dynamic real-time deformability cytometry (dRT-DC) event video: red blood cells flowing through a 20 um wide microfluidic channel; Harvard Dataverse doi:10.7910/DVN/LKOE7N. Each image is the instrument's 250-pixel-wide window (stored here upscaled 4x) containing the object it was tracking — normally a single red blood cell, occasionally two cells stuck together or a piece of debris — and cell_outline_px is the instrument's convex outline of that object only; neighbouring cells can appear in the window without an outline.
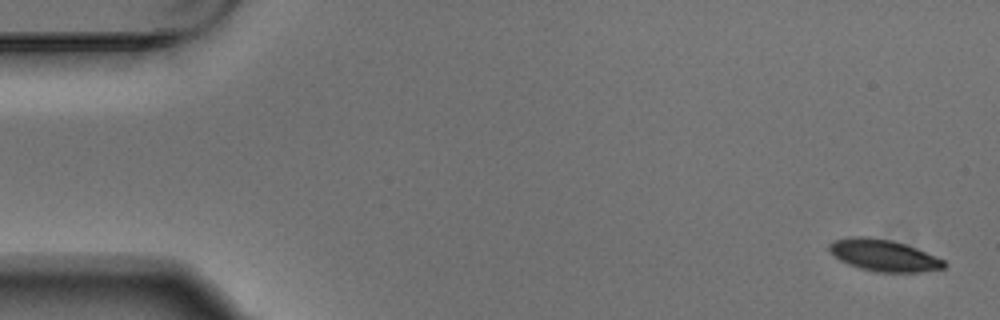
{"species": "Egyptian fruit bat (a non-hibernating species)", "species_latin": "Rousettus aegyptiacus", "temperature_condition": "warm", "stored_images_in_passage": 6, "camera_frame_rate_fps": 3000, "um_per_image_px": 0.085, "animal": {"sex": "male"}, "frame": {"image": 1, "passage_image": 1, "time_ms": 0.0, "image_size_px": [1000, 320], "cell_outline_px": [[948, 264], [944, 268], [920, 272], [876, 272], [860, 268], [848, 264], [840, 260], [828, 248], [828, 244], [836, 240], [852, 236], [868, 236], [892, 240], [916, 248], [944, 260]], "centroid_in_image_um": [75.13, 21.7], "position_along_channel_um": 9.9, "area_um2": 21.1}}
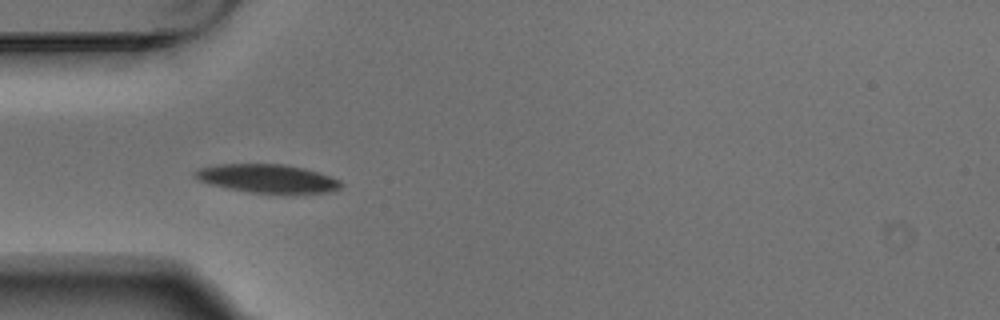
{"frame": {"image": 2, "passage_image": 5, "time_ms": 1.333, "image_size_px": [1000, 320], "cell_outline_px": [[344, 184], [340, 188], [332, 192], [252, 192], [228, 188], [208, 184], [192, 176], [192, 172], [200, 168], [220, 164], [284, 164], [304, 168], [340, 180]], "centroid_in_image_um": [22.69, 15.16], "position_along_channel_um": 62.3, "area_um2": 23.81}}
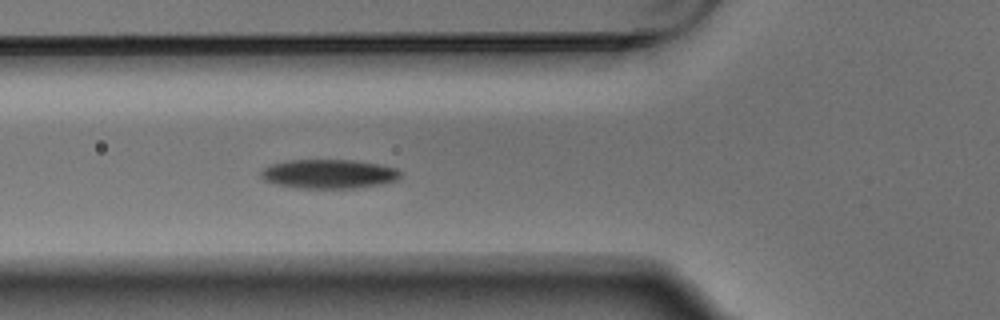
{"frame": {"image": 3, "passage_image": 6, "time_ms": 1.667, "image_size_px": [1000, 320], "cell_outline_px": [[404, 172], [396, 180], [380, 184], [356, 188], [296, 188], [264, 180], [260, 176], [260, 172], [264, 168], [272, 164], [288, 160], [356, 160], [380, 164], [396, 168]], "centroid_in_image_um": [27.99, 14.78], "position_along_channel_um": 97.8, "area_um2": 23.7}}